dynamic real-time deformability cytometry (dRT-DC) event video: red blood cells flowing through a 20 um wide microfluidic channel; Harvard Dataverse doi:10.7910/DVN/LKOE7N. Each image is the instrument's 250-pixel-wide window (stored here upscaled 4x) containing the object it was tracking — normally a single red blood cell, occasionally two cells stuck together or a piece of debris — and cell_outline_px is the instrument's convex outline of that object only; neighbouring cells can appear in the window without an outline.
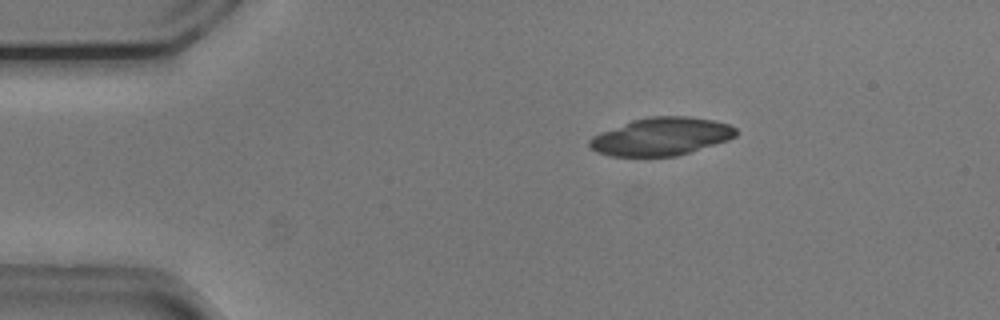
{"species": "common noctule bat (a hibernating species)", "species_latin": "Nyctalus noctula", "temperature_condition": "cold", "stored_images_in_passage": 53, "camera_frame_rate_fps": 3000, "um_per_image_px": 0.085, "animal": {"sex": "male", "body_mass_g": 20.5, "forearm_length_mm": 52.5}, "frame": {"image": 1, "passage_image": 9, "time_ms": 2.667, "image_size_px": [1000, 320], "cell_outline_px": [[736, 136], [728, 140], [676, 156], [612, 156], [596, 152], [588, 144], [588, 140], [592, 136], [600, 132], [632, 120], [648, 116], [688, 116], [716, 120], [728, 124], [736, 128]], "centroid_in_image_um": [56.19, 11.59], "position_along_channel_um": 28.8, "area_um2": 32.31}}